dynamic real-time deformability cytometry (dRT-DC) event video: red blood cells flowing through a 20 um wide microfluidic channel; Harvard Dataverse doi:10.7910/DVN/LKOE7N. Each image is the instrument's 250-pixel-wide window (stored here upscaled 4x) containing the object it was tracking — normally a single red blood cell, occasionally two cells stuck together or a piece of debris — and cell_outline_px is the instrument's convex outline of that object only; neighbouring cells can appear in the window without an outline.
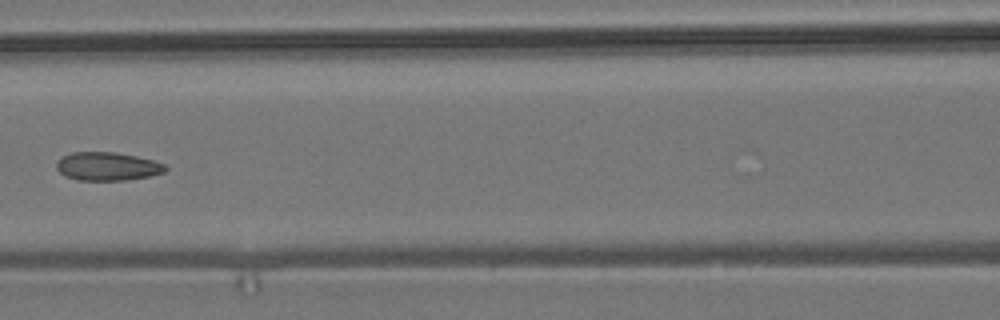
{"species": "common noctule bat (a hibernating species)", "species_latin": "Nyctalus noctula", "temperature_condition": "room temperature", "stored_images_in_passage": 7, "camera_frame_rate_fps": 3000, "um_per_image_px": 0.085, "animal": {"sex": "male", "body_mass_g": 19.2, "forearm_length_mm": 51.8}, "frame": {"image": 1, "passage_image": 6, "time_ms": 8.0, "image_size_px": [1000, 320], "cell_outline_px": [[168, 168], [164, 172], [148, 176], [124, 180], [80, 180], [64, 176], [56, 168], [56, 164], [64, 156], [72, 152], [116, 152], [136, 156], [152, 160], [164, 164]], "centroid_in_image_um": [9.13, 14.14], "position_along_channel_um": 157.5, "area_um2": 17.8}}
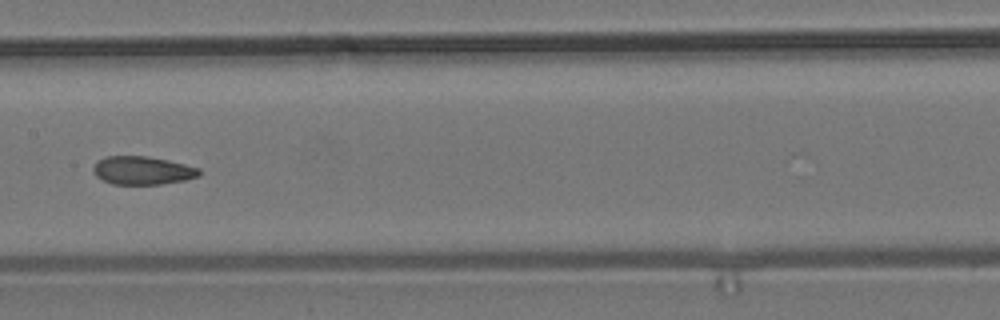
{"frame": {"image": 2, "passage_image": 7, "time_ms": 9.0, "image_size_px": [1000, 320], "cell_outline_px": [[200, 176], [184, 180], [160, 184], [112, 184], [96, 176], [92, 172], [92, 168], [104, 156], [148, 156], [168, 160], [200, 168]], "centroid_in_image_um": [12.11, 14.48], "position_along_channel_um": 195.3, "area_um2": 17.4}}